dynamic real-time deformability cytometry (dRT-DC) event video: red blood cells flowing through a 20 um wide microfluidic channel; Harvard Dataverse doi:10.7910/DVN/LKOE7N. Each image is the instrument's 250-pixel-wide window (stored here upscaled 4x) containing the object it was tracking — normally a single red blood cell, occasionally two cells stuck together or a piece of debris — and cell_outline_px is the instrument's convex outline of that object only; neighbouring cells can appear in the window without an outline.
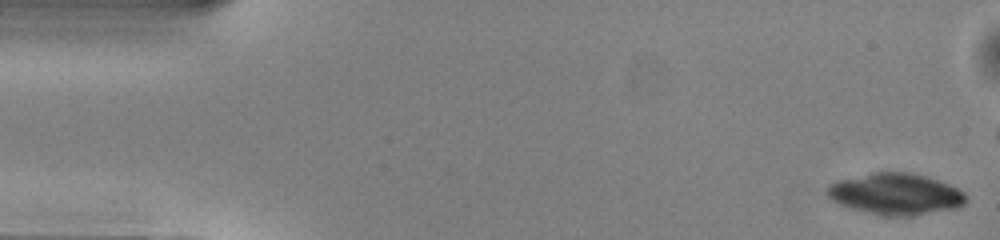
{"species": "common noctule bat (a hibernating species)", "species_latin": "Nyctalus noctula", "temperature_condition": "warm", "stored_images_in_passage": 43, "camera_frame_rate_fps": 3000, "um_per_image_px": 0.085, "animal": {"sex": "male", "body_mass_g": 13.0, "forearm_length_mm": 53.1}, "frame": {"image": 1, "passage_image": 1, "time_ms": 0.0, "image_size_px": [1000, 240], "cell_outline_px": [[968, 200], [964, 204], [956, 208], [912, 216], [884, 216], [852, 208], [840, 204], [832, 200], [824, 192], [828, 184], [836, 180], [872, 172], [912, 172], [948, 184], [964, 192], [968, 196]], "centroid_in_image_um": [76.11, 16.49], "position_along_channel_um": 8.9, "area_um2": 33.64}}